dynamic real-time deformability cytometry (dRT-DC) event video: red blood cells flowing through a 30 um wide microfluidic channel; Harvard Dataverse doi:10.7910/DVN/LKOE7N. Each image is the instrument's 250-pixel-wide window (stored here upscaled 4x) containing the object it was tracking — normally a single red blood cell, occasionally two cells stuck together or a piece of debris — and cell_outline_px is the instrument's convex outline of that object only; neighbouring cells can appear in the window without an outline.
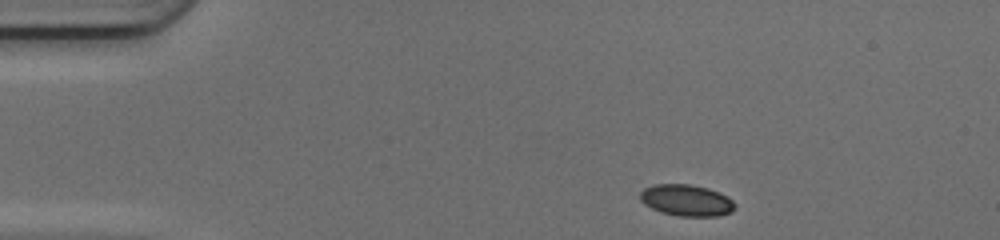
{"species": "common noctule bat (a hibernating species)", "species_latin": "Nyctalus noctula", "temperature_condition": "cold", "stored_images_in_passage": 42, "camera_frame_rate_fps": 3000, "um_per_image_px": 0.085, "animal": {"sex": "female", "body_mass_g": 17.0, "forearm_length_mm": 48.0}, "frame": {"image": 1, "passage_image": 1, "time_ms": 0.0, "image_size_px": [1000, 240], "cell_outline_px": [[736, 208], [732, 212], [716, 216], [680, 216], [660, 212], [644, 204], [640, 200], [640, 192], [644, 188], [652, 184], [688, 184], [708, 188], [728, 196], [736, 204]], "centroid_in_image_um": [58.35, 17.02], "position_along_channel_um": 26.6, "area_um2": 17.51}}
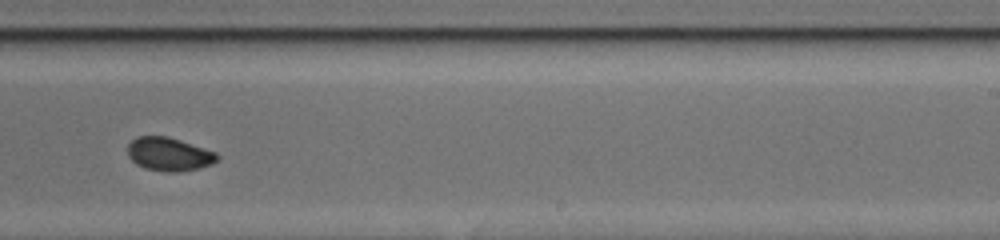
{"frame": {"image": 2, "passage_image": 24, "time_ms": 7.667, "image_size_px": [1000, 240], "cell_outline_px": [[220, 160], [212, 164], [200, 168], [176, 172], [168, 172], [144, 168], [136, 164], [128, 156], [128, 144], [132, 140], [140, 136], [168, 136], [216, 152], [220, 156]], "centroid_in_image_um": [14.39, 13.11], "position_along_channel_um": 274.6, "area_um2": 17.51}}
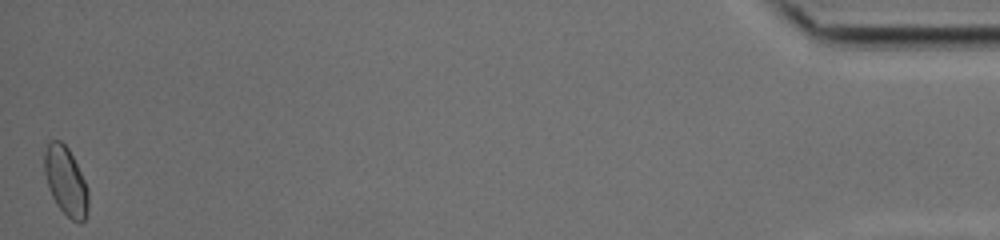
{"frame": {"image": 3, "passage_image": 42, "time_ms": 13.667, "image_size_px": [1000, 240], "cell_outline_px": [[88, 208], [84, 220], [80, 224], [72, 220], [56, 204], [48, 188], [44, 172], [44, 152], [48, 144], [52, 140], [60, 140], [68, 148], [88, 188]], "centroid_in_image_um": [5.58, 15.41], "position_along_channel_um": 429.6, "area_um2": 17.4}, "authors_computed_cell_mechanics": {"area_um2": 17.4845, "velocity_mm_per_s": 4.1945, "shape_relaxation_time_tau1_ms": null, "shape_relaxation_time_tau2_ms": 1.5083, "deformation_change_tau1": null, "deformation_change_tau2": 0.0448}}